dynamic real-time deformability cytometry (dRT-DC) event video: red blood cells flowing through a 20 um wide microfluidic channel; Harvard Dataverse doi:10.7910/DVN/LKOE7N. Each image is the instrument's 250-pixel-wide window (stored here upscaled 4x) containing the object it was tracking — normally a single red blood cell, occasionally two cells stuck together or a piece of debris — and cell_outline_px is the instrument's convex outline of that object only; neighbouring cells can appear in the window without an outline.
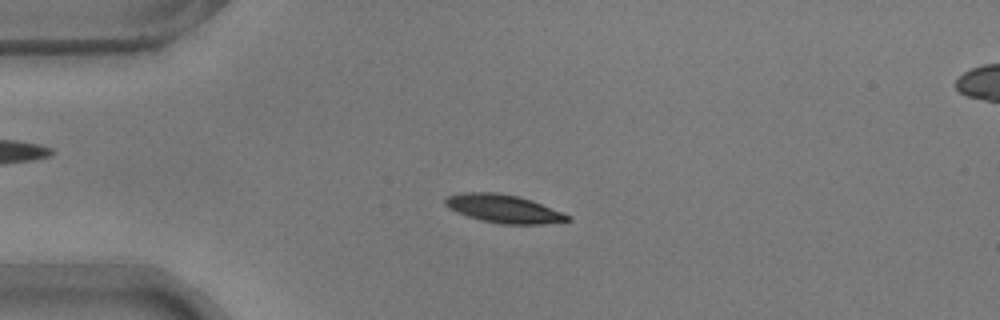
{"species": "common noctule bat (a hibernating species)", "species_latin": "Nyctalus noctula", "temperature_condition": "warm", "stored_images_in_passage": 53, "camera_frame_rate_fps": 3000, "um_per_image_px": 0.085, "animal": {"sex": "male", "body_mass_g": 17.9}, "frame": {"image": 1, "passage_image": 12, "time_ms": 3.667, "image_size_px": [1000, 320], "cell_outline_px": [[572, 220], [540, 224], [500, 224], [480, 220], [456, 212], [448, 208], [444, 204], [444, 200], [448, 196], [460, 192], [496, 192], [520, 196], [532, 200], [564, 212], [572, 216]], "centroid_in_image_um": [42.82, 17.73], "position_along_channel_um": 42.2, "area_um2": 20.4}}
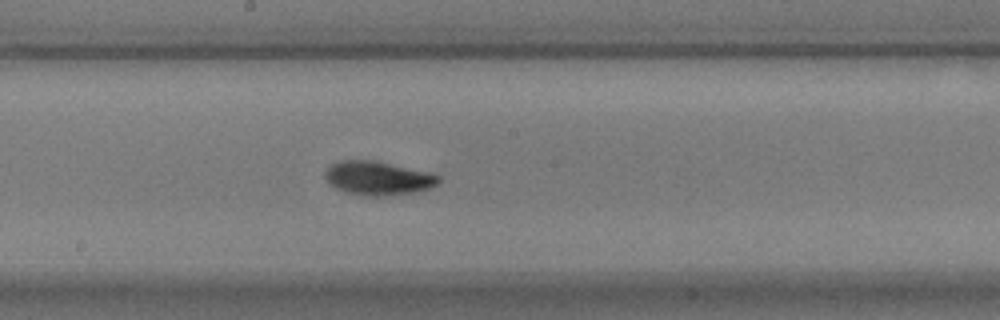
{"frame": {"image": 2, "passage_image": 28, "time_ms": 9.0, "image_size_px": [1000, 320], "cell_outline_px": [[440, 180], [436, 184], [428, 188], [416, 192], [380, 196], [368, 196], [344, 192], [328, 184], [324, 176], [324, 172], [332, 164], [340, 160], [376, 160], [428, 172], [440, 176]], "centroid_in_image_um": [32.08, 15.14], "position_along_channel_um": 216.1, "area_um2": 22.37}}
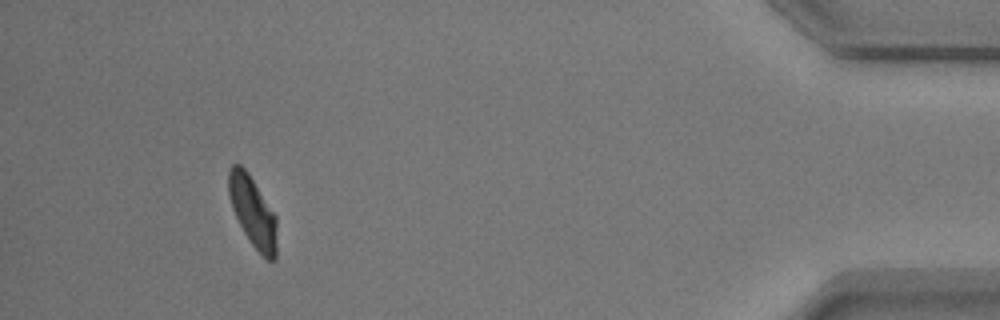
{"frame": {"image": 3, "passage_image": 49, "time_ms": 16.0, "image_size_px": [1000, 320], "cell_outline_px": [[276, 260], [268, 260], [252, 244], [244, 232], [232, 208], [228, 192], [228, 172], [232, 164], [240, 164], [248, 172], [276, 216]], "centroid_in_image_um": [21.47, 17.97], "position_along_channel_um": 413.7, "area_um2": 19.48}, "authors_computed_cell_mechanics": {"area_um2": 20.2878, "velocity_mm_per_s": 3.7186, "shape_relaxation_time_tau1_ms": 1.904, "shape_relaxation_time_tau2_ms": 2.4533, "deformation_change_tau1": 0.1428, "deformation_change_tau2": 0.0746}}